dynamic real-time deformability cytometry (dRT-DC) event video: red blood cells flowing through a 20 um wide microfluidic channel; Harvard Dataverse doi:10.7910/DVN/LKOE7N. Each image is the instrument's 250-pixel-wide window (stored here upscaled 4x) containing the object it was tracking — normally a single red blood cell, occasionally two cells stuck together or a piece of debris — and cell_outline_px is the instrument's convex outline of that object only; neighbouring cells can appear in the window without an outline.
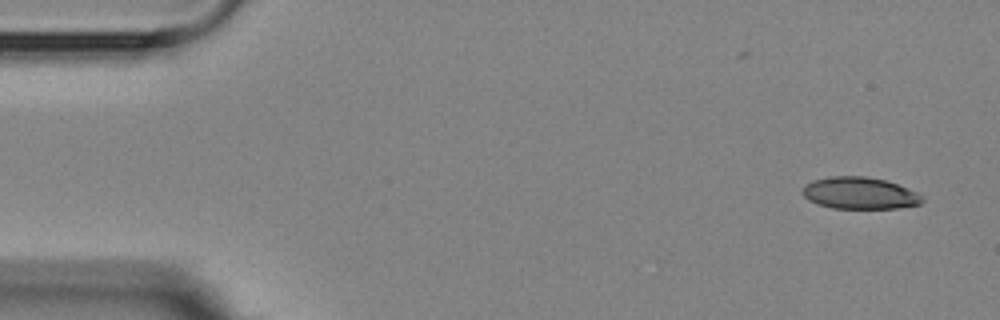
{"species": "Egyptian fruit bat (a non-hibernating species)", "species_latin": "Rousettus aegyptiacus", "temperature_condition": "room temperature", "stored_images_in_passage": 5, "camera_frame_rate_fps": 3000, "um_per_image_px": 0.085, "animal": {"sex": "female"}, "frame": {"image": 1, "passage_image": 1, "time_ms": 0.0, "image_size_px": [1000, 320], "cell_outline_px": [[924, 200], [920, 204], [900, 208], [832, 208], [816, 204], [808, 200], [800, 192], [812, 180], [832, 176], [864, 176], [884, 180], [908, 188], [924, 196]], "centroid_in_image_um": [73.07, 16.42], "position_along_channel_um": 11.9, "area_um2": 22.25}}
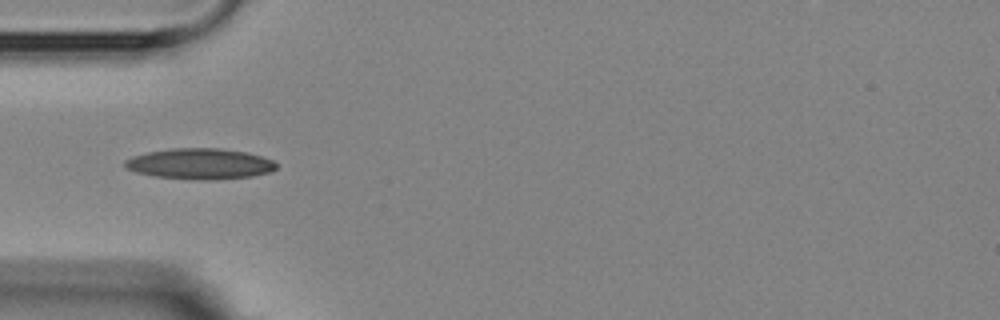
{"frame": {"image": 2, "passage_image": 5, "time_ms": 4.667, "image_size_px": [1000, 320], "cell_outline_px": [[276, 168], [268, 172], [252, 176], [212, 180], [200, 180], [156, 176], [136, 172], [128, 168], [124, 164], [124, 160], [132, 156], [148, 152], [172, 148], [220, 148], [244, 152], [260, 156], [272, 160], [276, 164]], "centroid_in_image_um": [16.97, 13.92], "position_along_channel_um": 68.0, "area_um2": 26.88}}